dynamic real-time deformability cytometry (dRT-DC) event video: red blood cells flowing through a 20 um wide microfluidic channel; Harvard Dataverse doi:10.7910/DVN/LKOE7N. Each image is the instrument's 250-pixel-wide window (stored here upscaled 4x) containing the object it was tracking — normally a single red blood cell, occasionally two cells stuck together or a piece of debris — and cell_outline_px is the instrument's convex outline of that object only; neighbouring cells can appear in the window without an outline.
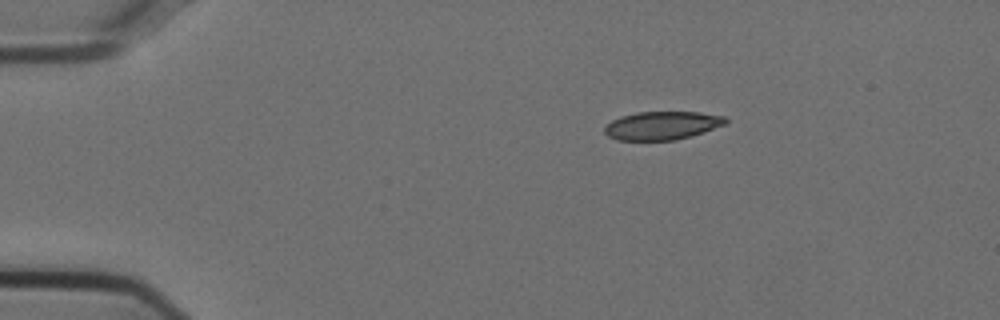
{"species": "Egyptian fruit bat (a non-hibernating species)", "species_latin": "Rousettus aegyptiacus", "temperature_condition": "cold", "stored_images_in_passage": 45, "camera_frame_rate_fps": 3000, "um_per_image_px": 0.085, "animal": {"sex": "female"}, "frame": {"image": 1, "passage_image": 1, "time_ms": 0.0, "image_size_px": [1000, 320], "cell_outline_px": [[728, 120], [724, 124], [704, 132], [676, 140], [616, 140], [608, 136], [604, 132], [604, 128], [612, 120], [620, 116], [636, 112], [700, 112], [724, 116]], "centroid_in_image_um": [56.26, 10.67], "position_along_channel_um": 28.7, "area_um2": 19.94}}
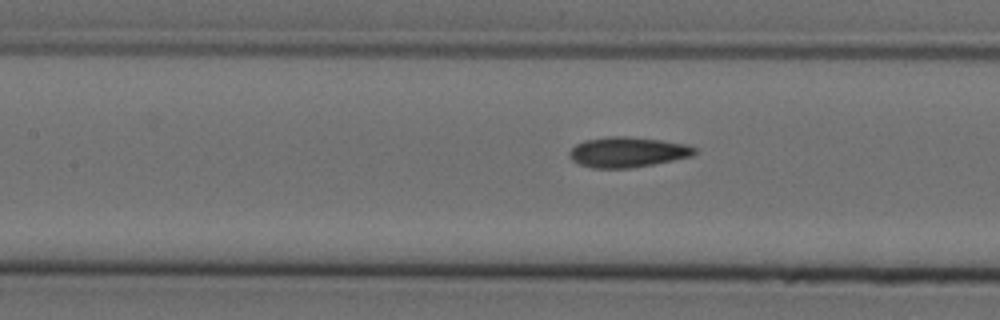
{"frame": {"image": 2, "passage_image": 16, "time_ms": 5.0, "image_size_px": [1000, 320], "cell_outline_px": [[696, 152], [692, 156], [632, 168], [592, 168], [580, 164], [572, 160], [568, 156], [568, 152], [576, 144], [584, 140], [608, 136], [624, 136], [660, 140], [688, 144], [696, 148]], "centroid_in_image_um": [53.31, 12.92], "position_along_channel_um": 154.1, "area_um2": 22.08}}
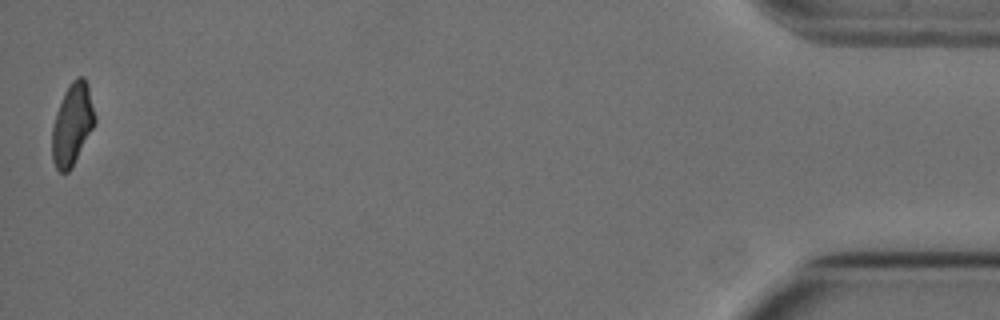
{"frame": {"image": 3, "passage_image": 45, "time_ms": 14.667, "image_size_px": [1000, 320], "cell_outline_px": [[96, 124], [72, 168], [68, 172], [60, 172], [56, 168], [52, 160], [52, 128], [56, 112], [64, 92], [72, 80], [76, 76], [84, 76], [88, 84], [96, 116]], "centroid_in_image_um": [6.16, 10.56], "position_along_channel_um": 429.0, "area_um2": 20.75}, "authors_computed_cell_mechanics": {"area_um2": 21.5594, "velocity_mm_per_s": 3.7685, "shape_relaxation_time_tau1_ms": 9.2685, "shape_relaxation_time_tau2_ms": 5.6404, "deformation_change_tau1": 0.194, "deformation_change_tau2": 0.0728}}